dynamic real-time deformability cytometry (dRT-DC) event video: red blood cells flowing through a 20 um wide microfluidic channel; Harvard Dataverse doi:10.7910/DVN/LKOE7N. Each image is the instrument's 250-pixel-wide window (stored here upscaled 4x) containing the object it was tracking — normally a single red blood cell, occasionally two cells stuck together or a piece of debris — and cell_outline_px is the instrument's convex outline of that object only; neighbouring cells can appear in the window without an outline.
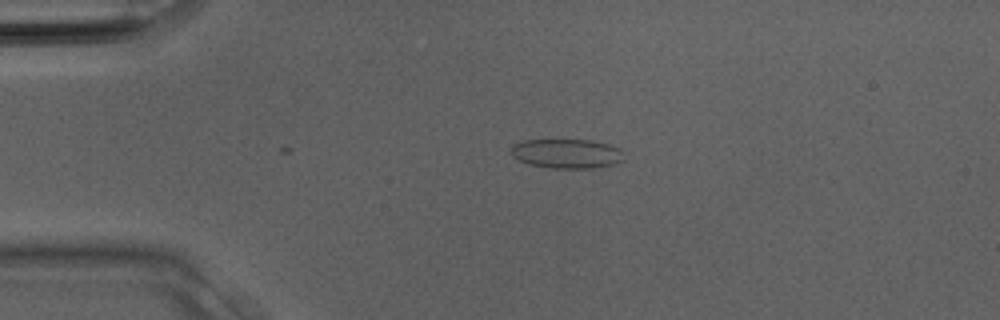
{"species": "Egyptian fruit bat (a non-hibernating species)", "species_latin": "Rousettus aegyptiacus", "temperature_condition": "room temperature", "stored_images_in_passage": 3, "camera_frame_rate_fps": 3000, "um_per_image_px": 0.085, "animal": {"sex": "male"}, "frame": {"image": 1, "passage_image": 1, "time_ms": 0.0, "image_size_px": [1000, 320], "cell_outline_px": [[624, 160], [616, 164], [592, 168], [548, 168], [528, 164], [512, 156], [512, 144], [524, 140], [592, 140], [608, 144], [620, 148], [624, 152]], "centroid_in_image_um": [48.21, 13.06], "position_along_channel_um": 36.8, "area_um2": 19.54}}